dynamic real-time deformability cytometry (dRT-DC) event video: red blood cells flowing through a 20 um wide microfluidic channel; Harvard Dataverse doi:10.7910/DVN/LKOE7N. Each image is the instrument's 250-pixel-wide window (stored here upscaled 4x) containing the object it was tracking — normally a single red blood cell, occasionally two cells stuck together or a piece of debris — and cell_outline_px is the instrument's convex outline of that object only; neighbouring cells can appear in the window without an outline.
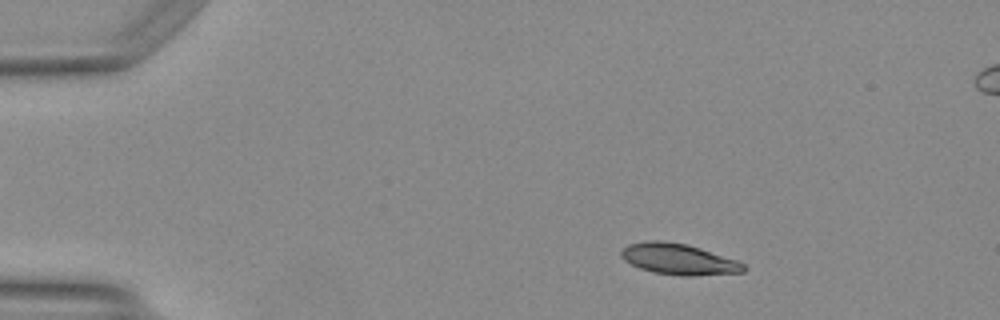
{"species": "Egyptian fruit bat (a non-hibernating species)", "species_latin": "Rousettus aegyptiacus", "temperature_condition": "warm", "stored_images_in_passage": 18, "camera_frame_rate_fps": 3000, "um_per_image_px": 0.085, "animal": {"sex": "female"}, "frame": {"image": 1, "passage_image": 8, "time_ms": 2.333, "image_size_px": [1000, 320], "cell_outline_px": [[748, 268], [744, 272], [692, 276], [684, 276], [656, 272], [640, 268], [624, 260], [620, 256], [620, 252], [628, 244], [648, 240], [664, 240], [688, 244], [736, 260], [744, 264]], "centroid_in_image_um": [57.69, 22.02], "position_along_channel_um": 27.3, "area_um2": 22.08}}
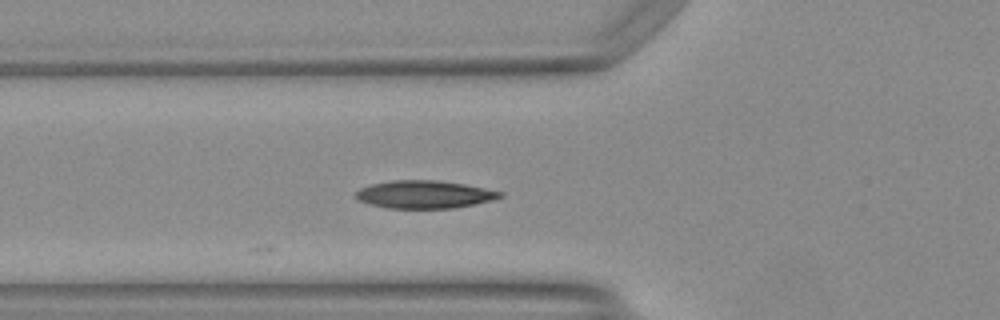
{"frame": {"image": 2, "passage_image": 18, "time_ms": 5.667, "image_size_px": [1000, 320], "cell_outline_px": [[504, 196], [492, 200], [452, 208], [388, 208], [368, 204], [360, 200], [356, 196], [356, 192], [360, 188], [372, 184], [392, 180], [436, 180], [464, 184], [504, 192]], "centroid_in_image_um": [36.08, 16.52], "position_along_channel_um": 89.7, "area_um2": 23.18}}